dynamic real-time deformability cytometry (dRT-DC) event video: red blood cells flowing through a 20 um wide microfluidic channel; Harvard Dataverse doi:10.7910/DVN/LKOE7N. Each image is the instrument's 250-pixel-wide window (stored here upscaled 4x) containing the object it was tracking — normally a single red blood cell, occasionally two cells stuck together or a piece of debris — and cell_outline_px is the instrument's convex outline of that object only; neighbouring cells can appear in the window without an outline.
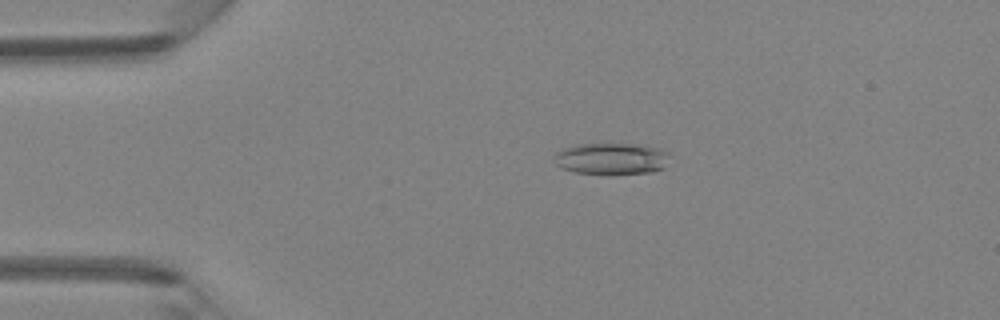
{"species": "Egyptian fruit bat (a non-hibernating species)", "species_latin": "Rousettus aegyptiacus", "temperature_condition": "room temperature", "stored_images_in_passage": 47, "camera_frame_rate_fps": 3000, "um_per_image_px": 0.085, "animal": {"sex": "female"}, "frame": {"image": 1, "passage_image": 10, "time_ms": 3.0, "image_size_px": [1000, 320], "cell_outline_px": [[672, 156], [664, 168], [652, 172], [576, 172], [560, 168], [552, 160], [552, 156], [556, 152], [572, 144], [636, 144], [664, 148]], "centroid_in_image_um": [51.99, 13.44], "position_along_channel_um": 33.0, "area_um2": 21.21}}
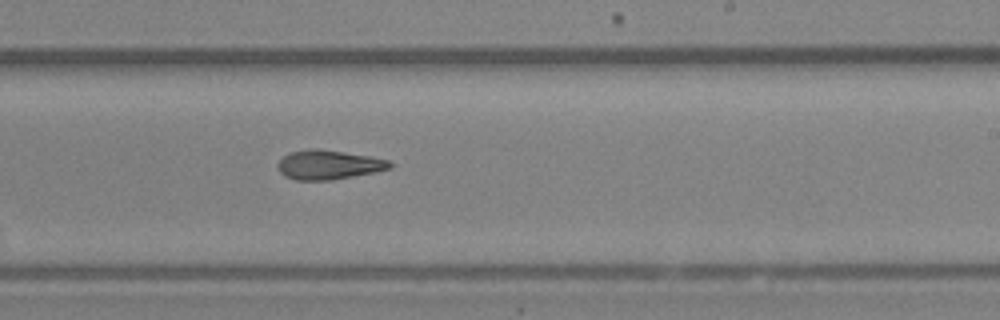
{"frame": {"image": 2, "passage_image": 29, "time_ms": 9.333, "image_size_px": [1000, 320], "cell_outline_px": [[392, 168], [332, 180], [296, 180], [284, 176], [280, 172], [280, 160], [284, 156], [292, 152], [312, 148], [316, 148], [372, 156], [388, 160], [392, 164]], "centroid_in_image_um": [27.96, 14.0], "position_along_channel_um": 261.0, "area_um2": 18.84}}
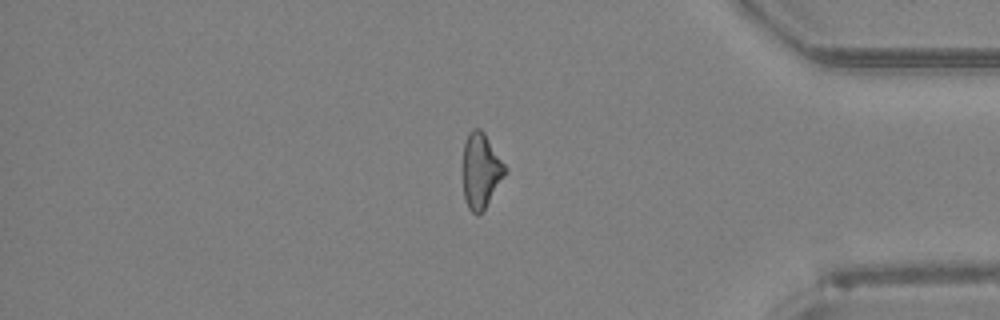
{"frame": {"image": 3, "passage_image": 40, "time_ms": 13.0, "image_size_px": [1000, 320], "cell_outline_px": [[508, 172], [484, 208], [476, 216], [468, 208], [464, 196], [464, 144], [468, 132], [472, 128], [480, 128], [484, 132], [508, 168]], "centroid_in_image_um": [40.9, 14.47], "position_along_channel_um": 394.3, "area_um2": 18.38}, "authors_computed_cell_mechanics": {"area_um2": 19.5942, "velocity_mm_per_s": 4.3261, "shape_relaxation_time_tau1_ms": null, "shape_relaxation_time_tau2_ms": 3.4346, "deformation_change_tau1": null, "deformation_change_tau2": 0.1366}}